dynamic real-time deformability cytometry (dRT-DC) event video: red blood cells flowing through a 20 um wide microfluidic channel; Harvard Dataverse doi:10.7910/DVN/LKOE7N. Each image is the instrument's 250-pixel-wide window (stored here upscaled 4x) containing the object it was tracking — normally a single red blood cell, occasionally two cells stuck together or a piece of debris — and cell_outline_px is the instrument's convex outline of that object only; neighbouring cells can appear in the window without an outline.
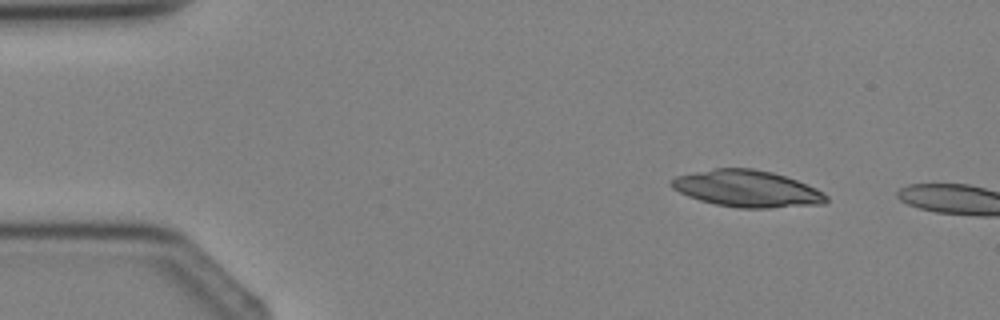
{"species": "Egyptian fruit bat (a non-hibernating species)", "species_latin": "Rousettus aegyptiacus", "temperature_condition": "cold", "stored_images_in_passage": 3, "camera_frame_rate_fps": 3000, "um_per_image_px": 0.085, "animal": {"sex": "female"}, "frame": {"image": 1, "passage_image": 1, "time_ms": 0.0, "image_size_px": [1000, 320], "cell_outline_px": [[828, 200], [824, 204], [772, 208], [736, 208], [716, 204], [700, 200], [688, 196], [672, 188], [668, 184], [676, 176], [716, 168], [752, 168], [772, 172], [796, 180], [816, 188], [824, 192], [828, 196]], "centroid_in_image_um": [63.53, 16.05], "position_along_channel_um": 21.5, "area_um2": 33.12}}